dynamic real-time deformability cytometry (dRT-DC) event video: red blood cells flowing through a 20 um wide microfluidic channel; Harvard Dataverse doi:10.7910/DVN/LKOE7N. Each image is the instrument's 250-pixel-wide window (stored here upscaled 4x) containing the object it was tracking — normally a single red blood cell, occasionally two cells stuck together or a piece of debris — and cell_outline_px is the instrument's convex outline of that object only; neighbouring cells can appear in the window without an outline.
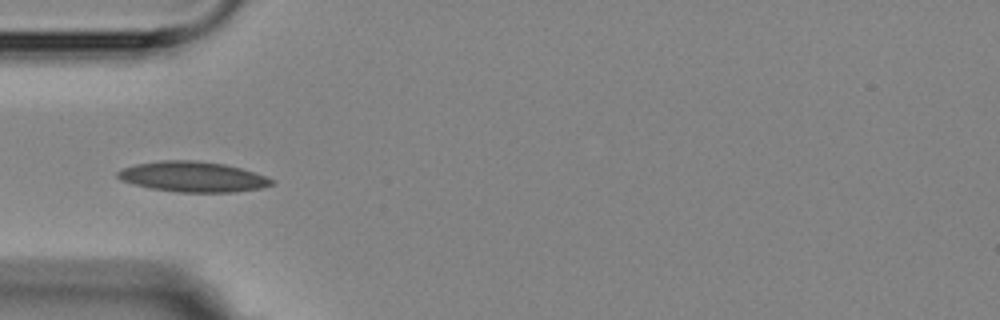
{"species": "Egyptian fruit bat (a non-hibernating species)", "species_latin": "Rousettus aegyptiacus", "temperature_condition": "room temperature", "stored_images_in_passage": 8, "camera_frame_rate_fps": 3000, "um_per_image_px": 0.085, "animal": {"sex": "female"}, "frame": {"image": 1, "passage_image": 4, "time_ms": 3.667, "image_size_px": [1000, 320], "cell_outline_px": [[276, 184], [264, 188], [236, 192], [176, 192], [152, 188], [132, 184], [120, 180], [116, 176], [116, 172], [124, 168], [136, 164], [160, 160], [196, 160], [224, 164], [240, 168], [276, 180]], "centroid_in_image_um": [16.41, 15.03], "position_along_channel_um": 68.6, "area_um2": 27.4}}
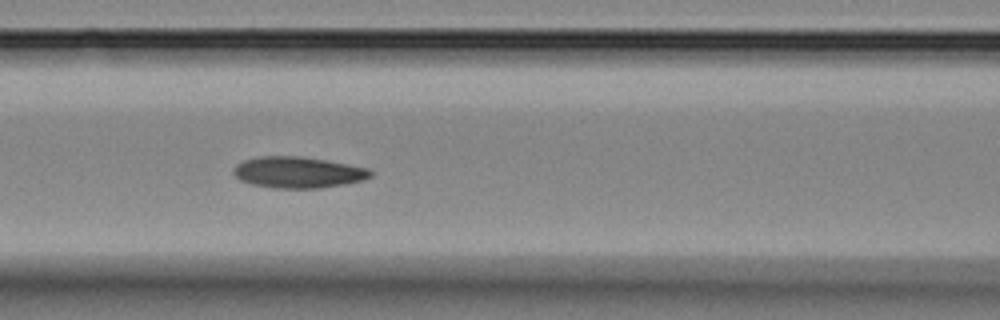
{"frame": {"image": 2, "passage_image": 6, "time_ms": 5.667, "image_size_px": [1000, 320], "cell_outline_px": [[372, 176], [364, 180], [344, 184], [320, 188], [276, 188], [252, 184], [240, 180], [232, 172], [236, 164], [244, 160], [256, 156], [300, 156], [348, 164], [368, 168], [372, 172]], "centroid_in_image_um": [25.32, 14.64], "position_along_channel_um": 141.3, "area_um2": 24.91}}
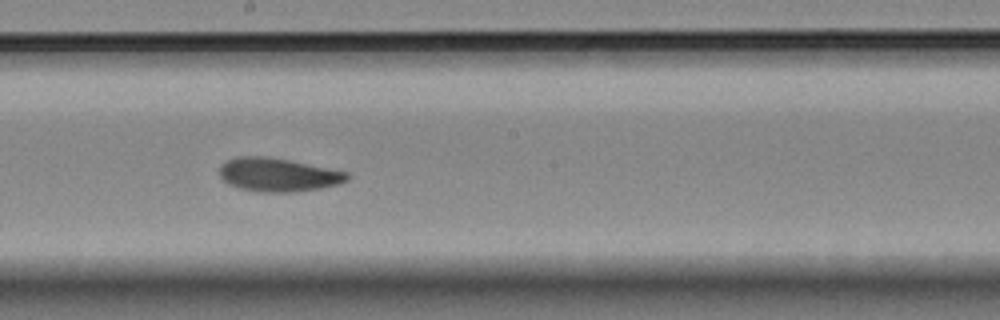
{"frame": {"image": 3, "passage_image": 8, "time_ms": 8.0, "image_size_px": [1000, 320], "cell_outline_px": [[348, 180], [340, 184], [320, 188], [296, 192], [256, 192], [240, 188], [228, 184], [220, 176], [220, 168], [228, 160], [240, 156], [264, 156], [288, 160], [348, 172]], "centroid_in_image_um": [23.65, 14.87], "position_along_channel_um": 224.6, "area_um2": 24.74}}